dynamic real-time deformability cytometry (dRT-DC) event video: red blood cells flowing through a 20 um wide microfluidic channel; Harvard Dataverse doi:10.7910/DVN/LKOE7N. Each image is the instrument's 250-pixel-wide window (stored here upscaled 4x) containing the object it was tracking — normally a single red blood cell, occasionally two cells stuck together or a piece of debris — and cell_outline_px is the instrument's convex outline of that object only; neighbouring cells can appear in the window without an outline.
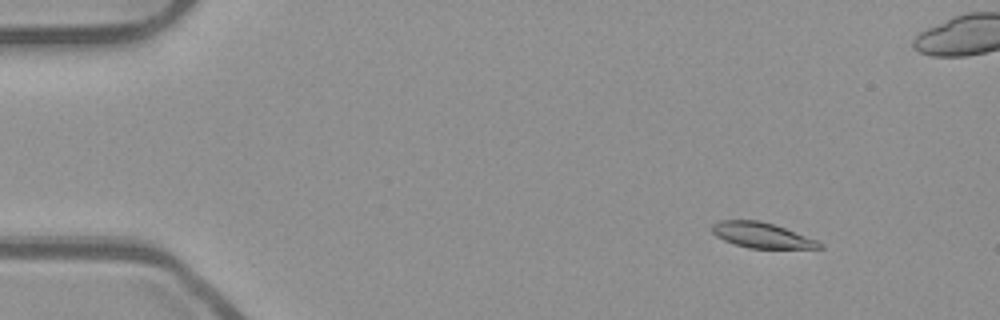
{"species": "common noctule bat (a hibernating species)", "species_latin": "Nyctalus noctula", "temperature_condition": "room temperature", "stored_images_in_passage": 50, "camera_frame_rate_fps": 3000, "um_per_image_px": 0.085, "animal": {"sex": "male", "body_mass_g": 23.1, "forearm_length_mm": 52.7}, "frame": {"image": 1, "passage_image": 2, "time_ms": 0.333, "image_size_px": [1000, 320], "cell_outline_px": [[824, 248], [748, 248], [724, 240], [716, 236], [712, 232], [712, 224], [720, 220], [760, 220], [784, 228], [816, 240], [824, 244]], "centroid_in_image_um": [64.73, 19.99], "position_along_channel_um": 20.3, "area_um2": 15.66}}
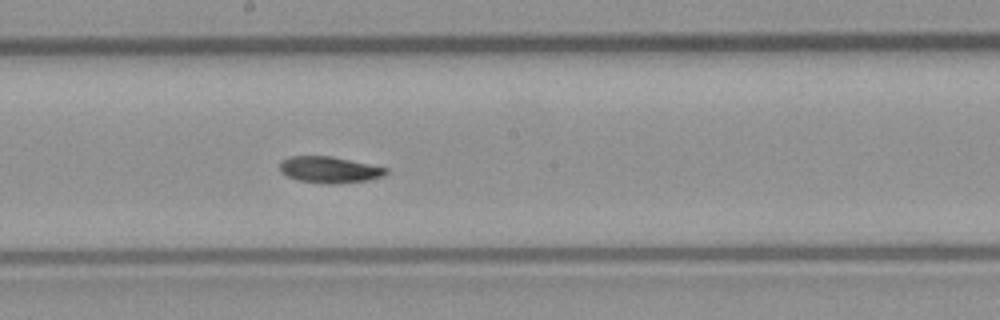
{"frame": {"image": 2, "passage_image": 25, "time_ms": 8.0, "image_size_px": [1000, 320], "cell_outline_px": [[388, 172], [384, 176], [368, 180], [340, 184], [328, 184], [296, 180], [280, 172], [280, 160], [288, 156], [332, 156], [388, 168]], "centroid_in_image_um": [27.99, 14.43], "position_along_channel_um": 220.2, "area_um2": 16.53}}
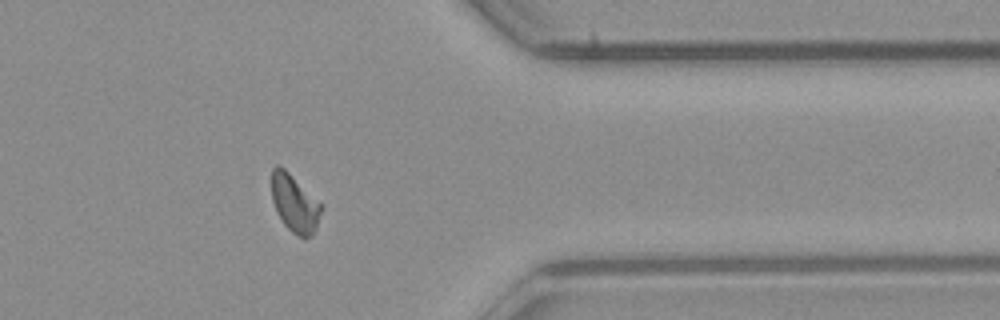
{"frame": {"image": 3, "passage_image": 39, "time_ms": 12.667, "image_size_px": [1000, 320], "cell_outline_px": [[324, 208], [316, 228], [312, 236], [304, 240], [292, 232], [284, 224], [276, 212], [272, 200], [272, 168], [276, 164], [280, 164], [324, 204]], "centroid_in_image_um": [25.09, 17.29], "position_along_channel_um": 386.3, "area_um2": 17.22}, "authors_computed_cell_mechanics": {"area_um2": 16.6175, "velocity_mm_per_s": 3.8861, "shape_relaxation_time_tau1_ms": 5.1116, "shape_relaxation_time_tau2_ms": 3.7005, "deformation_change_tau1": 0.1508, "deformation_change_tau2": 0.0576}}